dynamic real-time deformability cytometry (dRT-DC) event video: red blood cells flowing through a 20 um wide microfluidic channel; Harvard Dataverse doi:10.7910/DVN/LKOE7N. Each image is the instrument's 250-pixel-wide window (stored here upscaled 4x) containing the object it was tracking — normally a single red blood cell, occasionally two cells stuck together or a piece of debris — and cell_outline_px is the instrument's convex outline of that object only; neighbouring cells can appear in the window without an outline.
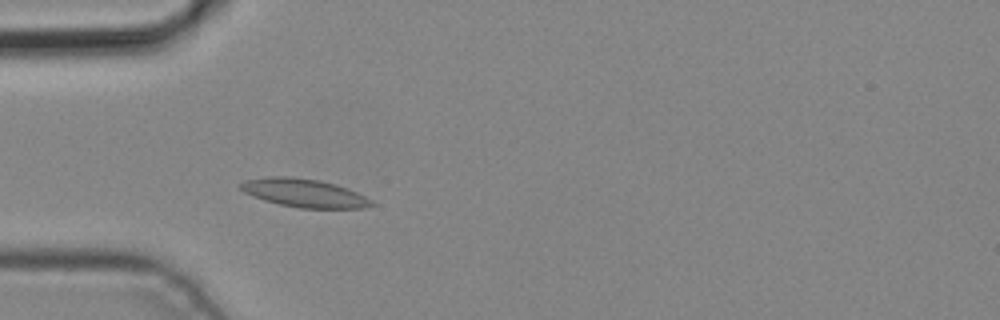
{"species": "common noctule bat (a hibernating species)", "species_latin": "Nyctalus noctula", "temperature_condition": "cold", "stored_images_in_passage": 3, "camera_frame_rate_fps": 3000, "um_per_image_px": 0.085, "animal": {"sex": "male", "body_mass_g": 19.2, "forearm_length_mm": 51.8}, "frame": {"image": 1, "passage_image": 3, "time_ms": 0.667, "image_size_px": [1000, 320], "cell_outline_px": [[376, 204], [364, 208], [300, 208], [280, 204], [264, 200], [252, 196], [244, 192], [236, 184], [244, 180], [268, 176], [292, 176], [320, 180], [336, 184], [348, 188], [372, 200]], "centroid_in_image_um": [25.83, 16.39], "position_along_channel_um": 59.2, "area_um2": 21.85}}